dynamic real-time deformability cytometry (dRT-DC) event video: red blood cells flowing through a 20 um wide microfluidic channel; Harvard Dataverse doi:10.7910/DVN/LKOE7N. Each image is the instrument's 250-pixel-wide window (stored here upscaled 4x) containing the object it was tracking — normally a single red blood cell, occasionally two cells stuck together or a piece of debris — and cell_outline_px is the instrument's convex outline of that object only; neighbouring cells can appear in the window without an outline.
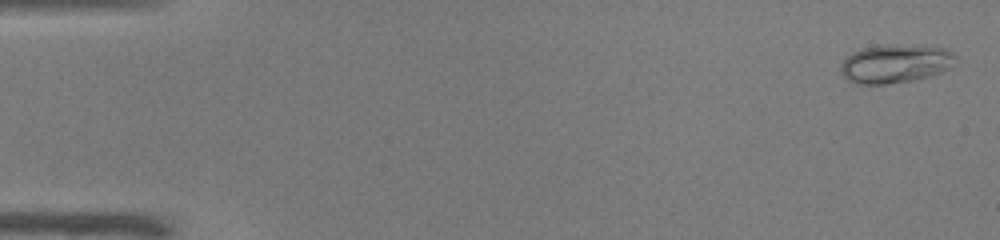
{"species": "common noctule bat (a hibernating species)", "species_latin": "Nyctalus noctula", "temperature_condition": "warm", "stored_images_in_passage": 11, "camera_frame_rate_fps": 3000, "um_per_image_px": 0.085, "animal": {"sex": "male", "body_mass_g": 19.0, "forearm_length_mm": 50.8}, "frame": {"image": 1, "passage_image": 1, "time_ms": 0.0, "image_size_px": [1000, 240], "cell_outline_px": [[956, 56], [952, 68], [928, 76], [912, 80], [884, 84], [856, 84], [848, 80], [840, 72], [840, 64], [852, 52], [864, 48], [880, 44], [884, 44], [948, 48]], "centroid_in_image_um": [76.09, 5.41], "position_along_channel_um": 8.9, "area_um2": 25.78}}